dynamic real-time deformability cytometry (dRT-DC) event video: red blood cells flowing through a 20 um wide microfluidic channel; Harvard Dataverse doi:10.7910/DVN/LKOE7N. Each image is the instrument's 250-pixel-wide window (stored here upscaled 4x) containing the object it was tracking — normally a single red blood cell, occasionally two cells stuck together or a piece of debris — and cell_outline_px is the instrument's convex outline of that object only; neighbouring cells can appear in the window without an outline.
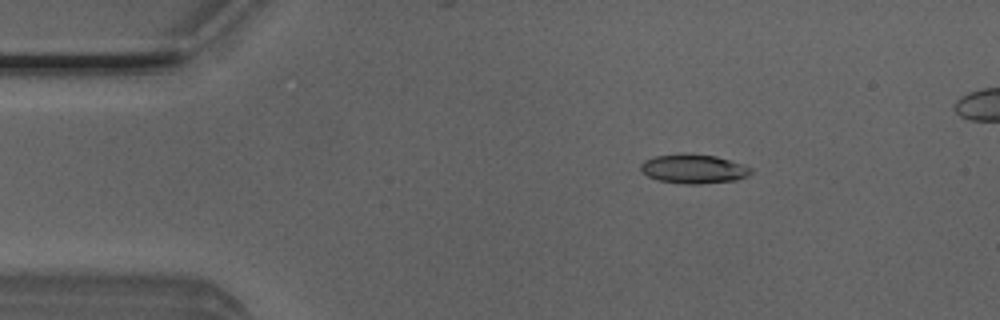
{"species": "Egyptian fruit bat (a non-hibernating species)", "species_latin": "Rousettus aegyptiacus", "temperature_condition": "room temperature", "stored_images_in_passage": 44, "camera_frame_rate_fps": 3000, "um_per_image_px": 0.085, "animal": {"sex": "male"}, "frame": {"image": 1, "passage_image": 4, "time_ms": 1.0, "image_size_px": [1000, 320], "cell_outline_px": [[752, 172], [748, 176], [736, 180], [700, 184], [684, 184], [660, 180], [648, 176], [640, 172], [640, 164], [644, 160], [656, 156], [684, 152], [716, 156], [744, 164], [752, 168]], "centroid_in_image_um": [58.96, 14.34], "position_along_channel_um": 26.0, "area_um2": 19.02}}
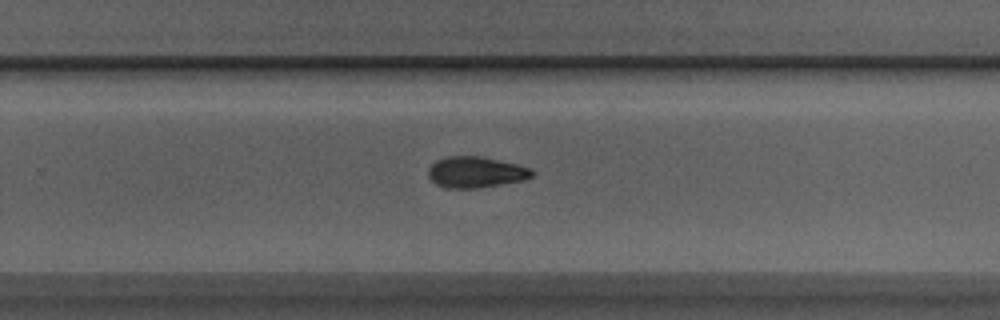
{"frame": {"image": 2, "passage_image": 28, "time_ms": 9.0, "image_size_px": [1000, 320], "cell_outline_px": [[536, 172], [532, 176], [524, 180], [480, 188], [444, 188], [436, 184], [428, 176], [428, 168], [436, 160], [448, 156], [480, 156], [516, 164], [532, 168]], "centroid_in_image_um": [40.45, 14.64], "position_along_channel_um": 289.4, "area_um2": 18.9}}
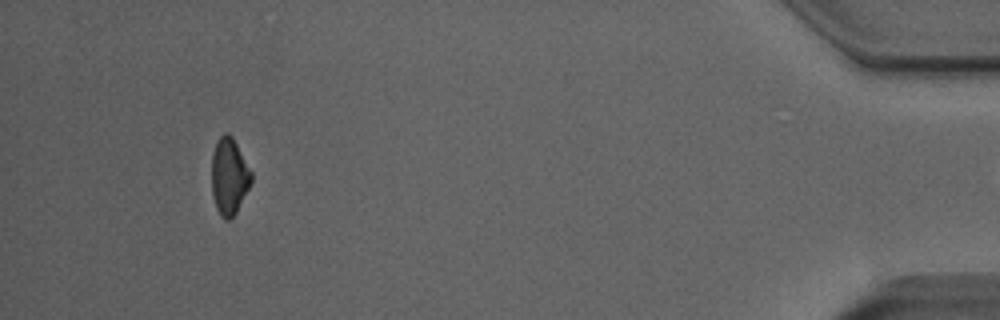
{"frame": {"image": 3, "passage_image": 43, "time_ms": 14.0, "image_size_px": [1000, 320], "cell_outline_px": [[252, 180], [236, 212], [228, 220], [224, 220], [220, 216], [216, 208], [212, 192], [212, 156], [216, 140], [224, 132], [228, 132], [232, 136], [252, 172]], "centroid_in_image_um": [19.47, 14.97], "position_along_channel_um": 415.7, "area_um2": 17.63}}